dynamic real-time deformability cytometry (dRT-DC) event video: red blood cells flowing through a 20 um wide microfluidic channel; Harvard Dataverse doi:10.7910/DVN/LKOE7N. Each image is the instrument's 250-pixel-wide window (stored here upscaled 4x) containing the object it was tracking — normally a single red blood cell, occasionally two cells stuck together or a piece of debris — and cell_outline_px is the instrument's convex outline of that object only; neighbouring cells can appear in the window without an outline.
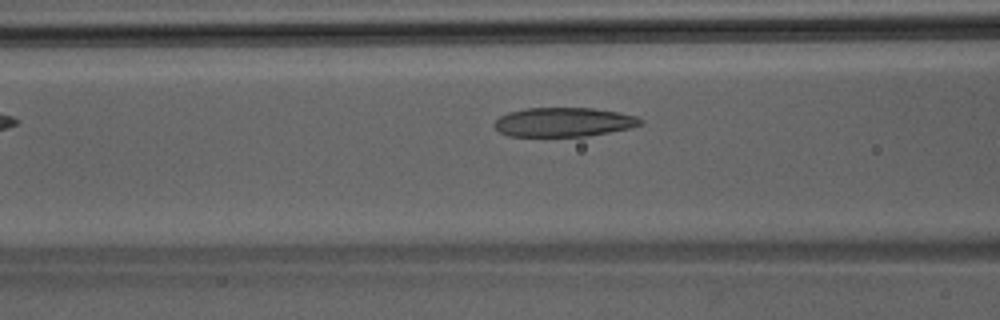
{"species": "Egyptian fruit bat (a non-hibernating species)", "species_latin": "Rousettus aegyptiacus", "temperature_condition": "room temperature", "stored_images_in_passage": 33, "camera_frame_rate_fps": 3000, "um_per_image_px": 0.085, "animal": {"sex": "male"}, "frame": {"image": 1, "passage_image": 6, "time_ms": 1.667, "image_size_px": [1000, 320], "cell_outline_px": [[644, 124], [632, 128], [588, 136], [508, 136], [500, 132], [492, 124], [500, 116], [508, 112], [524, 108], [592, 108], [616, 112], [636, 116], [644, 120]], "centroid_in_image_um": [47.93, 10.38], "position_along_channel_um": 118.7, "area_um2": 24.97}}
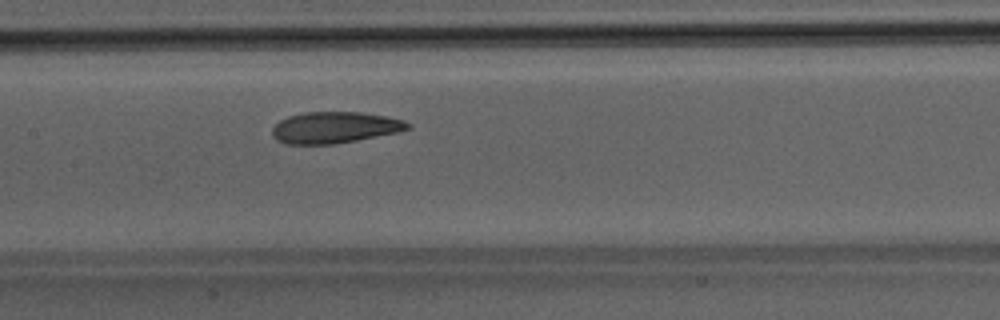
{"frame": {"image": 2, "passage_image": 10, "time_ms": 3.0, "image_size_px": [1000, 320], "cell_outline_px": [[412, 128], [396, 132], [356, 140], [332, 144], [284, 144], [276, 140], [272, 136], [272, 128], [280, 120], [288, 116], [304, 112], [360, 112], [388, 116], [404, 120], [412, 124]], "centroid_in_image_um": [28.44, 10.83], "position_along_channel_um": 179.0, "area_um2": 24.85}}
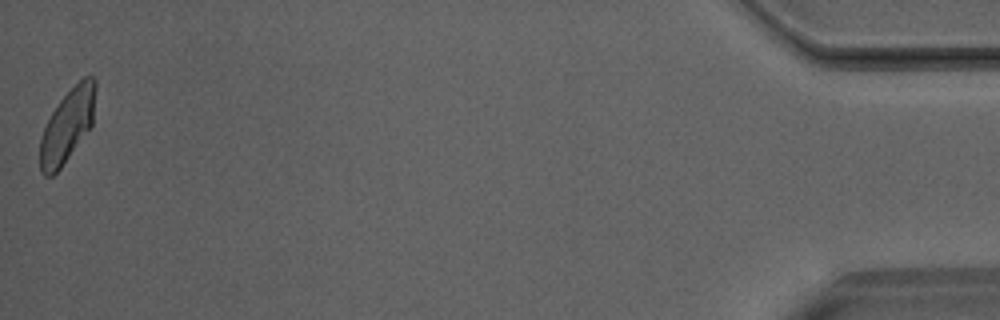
{"frame": {"image": 3, "passage_image": 33, "time_ms": 10.667, "image_size_px": [1000, 320], "cell_outline_px": [[96, 88], [92, 124], [60, 168], [52, 176], [44, 176], [40, 172], [40, 136], [52, 112], [60, 100], [84, 76], [92, 76], [96, 80]], "centroid_in_image_um": [5.71, 10.67], "position_along_channel_um": 429.5, "area_um2": 23.18}}